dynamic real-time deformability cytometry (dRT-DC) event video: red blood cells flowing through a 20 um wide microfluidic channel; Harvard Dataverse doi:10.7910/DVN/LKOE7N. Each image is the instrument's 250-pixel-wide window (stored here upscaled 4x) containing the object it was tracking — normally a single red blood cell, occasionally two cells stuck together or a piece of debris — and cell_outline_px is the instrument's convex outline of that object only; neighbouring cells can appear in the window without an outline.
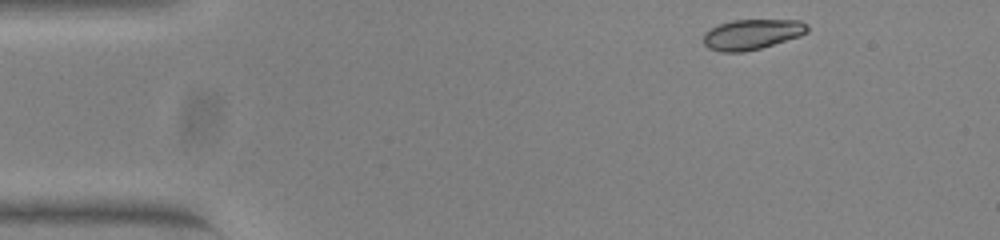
{"species": "common noctule bat (a hibernating species)", "species_latin": "Nyctalus noctula", "temperature_condition": "warm", "stored_images_in_passage": 7, "camera_frame_rate_fps": 3000, "um_per_image_px": 0.085, "animal": {"sex": "female", "body_mass_g": 23.0, "forearm_length_mm": 53.4}, "frame": {"image": 1, "passage_image": 1, "time_ms": 0.0, "image_size_px": [1000, 240], "cell_outline_px": [[808, 32], [800, 36], [760, 48], [744, 52], [720, 52], [708, 48], [704, 44], [704, 32], [720, 24], [732, 20], [800, 20], [808, 24]], "centroid_in_image_um": [63.92, 2.92], "position_along_channel_um": 21.1, "area_um2": 18.32}}